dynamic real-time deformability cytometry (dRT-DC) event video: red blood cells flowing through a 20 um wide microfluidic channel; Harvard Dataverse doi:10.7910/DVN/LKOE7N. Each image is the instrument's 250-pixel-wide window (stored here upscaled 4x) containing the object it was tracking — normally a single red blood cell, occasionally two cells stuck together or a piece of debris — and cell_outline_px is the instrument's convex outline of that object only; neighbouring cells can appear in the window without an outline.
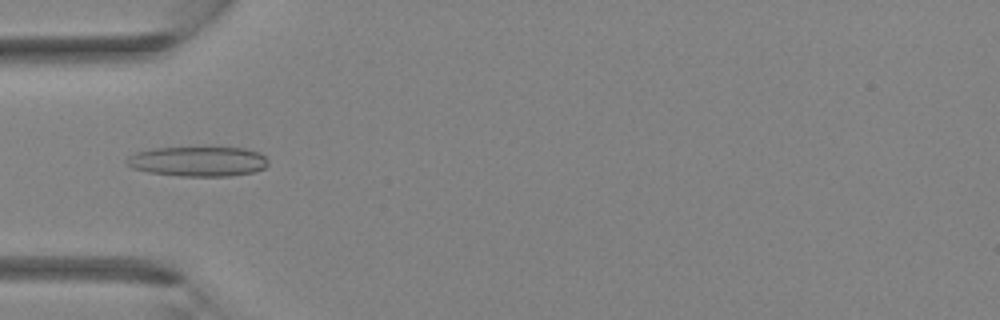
{"species": "Egyptian fruit bat (a non-hibernating species)", "species_latin": "Rousettus aegyptiacus", "temperature_condition": "room temperature", "stored_images_in_passage": 4, "camera_frame_rate_fps": 3000, "um_per_image_px": 0.085, "animal": {"sex": "female"}, "frame": {"image": 1, "passage_image": 4, "time_ms": 3.333, "image_size_px": [1000, 320], "cell_outline_px": [[268, 164], [264, 168], [252, 172], [228, 176], [180, 176], [148, 172], [132, 168], [124, 164], [124, 160], [128, 156], [136, 152], [156, 148], [244, 148], [260, 152], [268, 160]], "centroid_in_image_um": [16.8, 13.72], "position_along_channel_um": 68.2, "area_um2": 24.62}}